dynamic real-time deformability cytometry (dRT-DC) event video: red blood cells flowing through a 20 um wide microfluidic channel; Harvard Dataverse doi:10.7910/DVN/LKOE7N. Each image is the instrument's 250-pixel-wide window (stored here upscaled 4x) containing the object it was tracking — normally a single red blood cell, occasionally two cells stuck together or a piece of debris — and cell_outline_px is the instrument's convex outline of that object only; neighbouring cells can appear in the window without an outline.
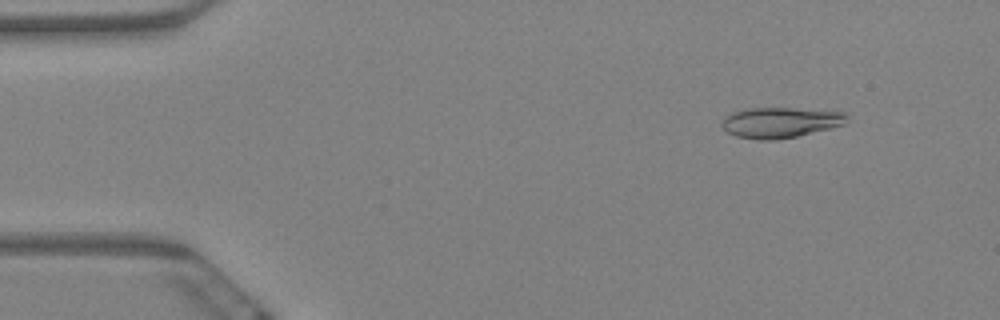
{"species": "Egyptian fruit bat (a non-hibernating species)", "species_latin": "Rousettus aegyptiacus", "temperature_condition": "warm", "stored_images_in_passage": 6, "camera_frame_rate_fps": 3000, "um_per_image_px": 0.085, "animal": {"sex": "female"}, "frame": {"image": 1, "passage_image": 2, "time_ms": 0.333, "image_size_px": [1000, 320], "cell_outline_px": [[848, 116], [844, 124], [832, 128], [796, 136], [776, 140], [756, 140], [736, 136], [728, 132], [720, 124], [724, 116], [732, 112], [748, 108], [792, 108], [848, 112]], "centroid_in_image_um": [66.32, 10.41], "position_along_channel_um": 18.7, "area_um2": 22.37}}
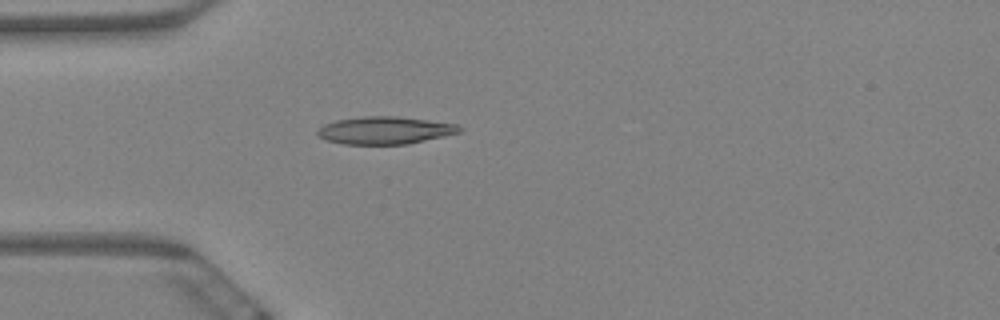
{"frame": {"image": 2, "passage_image": 5, "time_ms": 1.333, "image_size_px": [1000, 320], "cell_outline_px": [[464, 128], [460, 132], [444, 136], [408, 144], [344, 144], [328, 140], [320, 136], [316, 132], [324, 124], [336, 120], [364, 116], [396, 116], [428, 120], [456, 124]], "centroid_in_image_um": [32.74, 11.07], "position_along_channel_um": 52.3, "area_um2": 22.6}}